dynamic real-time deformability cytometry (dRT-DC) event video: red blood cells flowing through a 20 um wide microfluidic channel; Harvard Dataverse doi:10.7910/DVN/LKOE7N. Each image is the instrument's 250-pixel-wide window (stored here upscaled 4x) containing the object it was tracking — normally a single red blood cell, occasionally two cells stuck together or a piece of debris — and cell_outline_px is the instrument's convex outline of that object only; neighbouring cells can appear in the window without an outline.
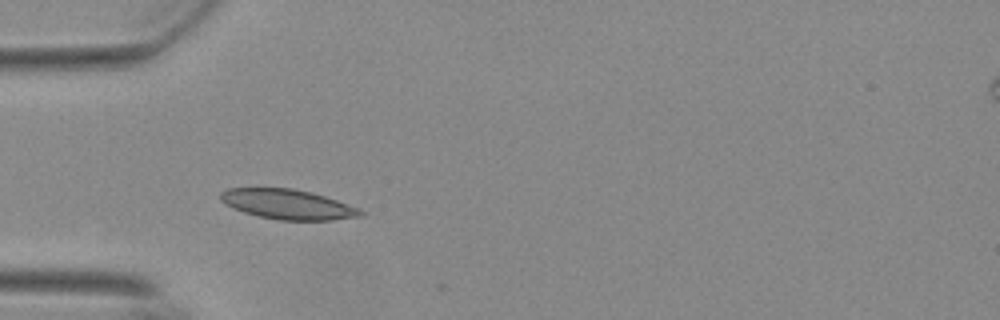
{"species": "Egyptian fruit bat (a non-hibernating species)", "species_latin": "Rousettus aegyptiacus", "temperature_condition": "warm", "stored_images_in_passage": 2, "camera_frame_rate_fps": 3000, "um_per_image_px": 0.085, "animal": {"sex": "female"}, "frame": {"image": 1, "passage_image": 1, "time_ms": 0.0, "image_size_px": [1000, 320], "cell_outline_px": [[364, 216], [332, 220], [280, 220], [256, 216], [232, 208], [220, 200], [220, 192], [228, 188], [292, 188], [312, 192], [360, 208], [364, 212]], "centroid_in_image_um": [24.46, 17.37], "position_along_channel_um": 60.5, "area_um2": 24.51}}